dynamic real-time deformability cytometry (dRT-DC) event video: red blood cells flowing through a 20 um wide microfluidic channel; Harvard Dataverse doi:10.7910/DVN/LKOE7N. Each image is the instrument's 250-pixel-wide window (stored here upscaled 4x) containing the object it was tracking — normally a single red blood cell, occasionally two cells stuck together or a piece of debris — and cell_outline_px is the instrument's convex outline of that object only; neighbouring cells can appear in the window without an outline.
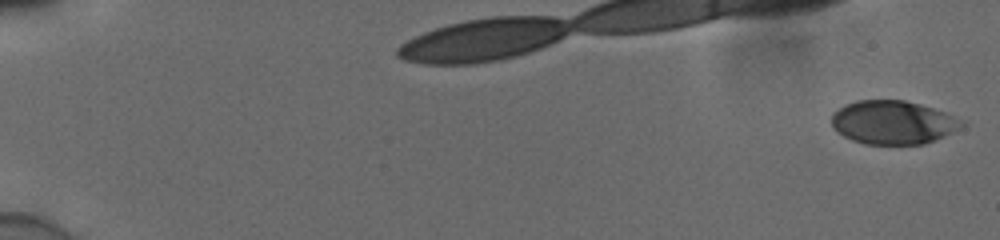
{"species": "human", "species_latin": "Homo sapiens", "temperature_condition": "cold", "stored_images_in_passage": 55, "camera_frame_rate_fps": 3000, "um_per_image_px": 0.085, "donor": {"sex": "male"}, "frame": {"image": 1, "passage_image": 1, "time_ms": 0.0, "image_size_px": [1000, 240], "cell_outline_px": [[964, 124], [924, 144], [864, 144], [852, 140], [836, 132], [832, 124], [832, 112], [856, 100], [904, 100], [920, 104], [944, 112], [952, 116]], "centroid_in_image_um": [75.8, 10.4], "position_along_channel_um": 9.2, "area_um2": 32.31}}
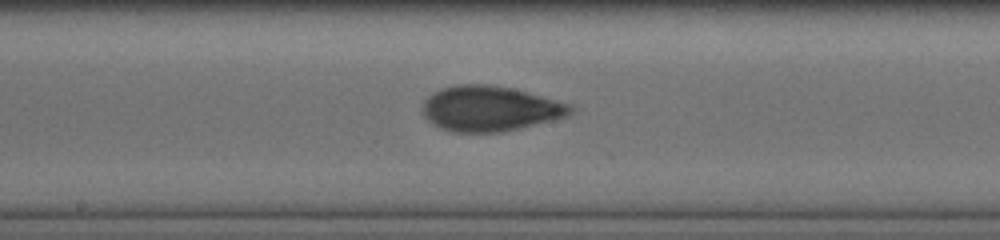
{"frame": {"image": 2, "passage_image": 32, "time_ms": 10.333, "image_size_px": [1000, 240], "cell_outline_px": [[576, 108], [568, 116], [520, 128], [500, 132], [452, 132], [432, 124], [420, 112], [424, 100], [432, 92], [440, 88], [456, 84], [488, 84], [512, 88], [572, 104]], "centroid_in_image_um": [41.62, 9.22], "position_along_channel_um": 206.6, "area_um2": 39.3}}
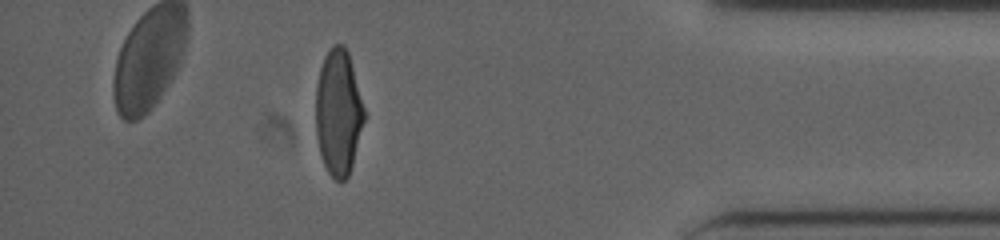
{"frame": {"image": 3, "passage_image": 50, "time_ms": 16.333, "image_size_px": [1000, 240], "cell_outline_px": [[364, 120], [352, 164], [348, 176], [340, 184], [328, 172], [324, 164], [320, 152], [316, 136], [316, 84], [320, 68], [324, 56], [332, 44], [344, 44], [348, 52], [364, 108]], "centroid_in_image_um": [28.74, 9.54], "position_along_channel_um": 406.5, "area_um2": 35.32}, "authors_computed_cell_mechanics": {"area_um2": 36.2406, "velocity_mm_per_s": 3.8725, "shape_relaxation_time_tau1_ms": 3.7866, "shape_relaxation_time_tau2_ms": 1.3088, "deformation_change_tau1": 0.1701, "deformation_change_tau2": 0.0691}}